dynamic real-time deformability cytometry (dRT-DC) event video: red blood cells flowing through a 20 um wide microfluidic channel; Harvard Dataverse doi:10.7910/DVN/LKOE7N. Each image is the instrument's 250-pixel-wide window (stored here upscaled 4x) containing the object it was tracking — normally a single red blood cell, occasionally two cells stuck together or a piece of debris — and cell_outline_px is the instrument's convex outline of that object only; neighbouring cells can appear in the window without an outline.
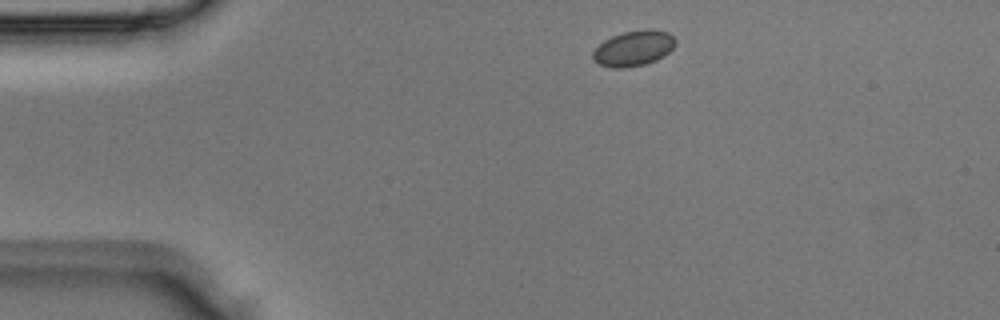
{"species": "Egyptian fruit bat (a non-hibernating species)", "species_latin": "Rousettus aegyptiacus", "temperature_condition": "room temperature", "stored_images_in_passage": 2, "camera_frame_rate_fps": 3000, "um_per_image_px": 0.085, "animal": {"sex": "male"}, "frame": {"image": 1, "passage_image": 1, "time_ms": 0.0, "image_size_px": [1000, 320], "cell_outline_px": [[676, 44], [664, 56], [656, 60], [644, 64], [624, 68], [616, 68], [600, 64], [592, 60], [592, 52], [604, 40], [612, 36], [624, 32], [648, 28], [652, 28], [668, 32], [676, 40]], "centroid_in_image_um": [53.87, 4.09], "position_along_channel_um": 31.1, "area_um2": 17.05}}